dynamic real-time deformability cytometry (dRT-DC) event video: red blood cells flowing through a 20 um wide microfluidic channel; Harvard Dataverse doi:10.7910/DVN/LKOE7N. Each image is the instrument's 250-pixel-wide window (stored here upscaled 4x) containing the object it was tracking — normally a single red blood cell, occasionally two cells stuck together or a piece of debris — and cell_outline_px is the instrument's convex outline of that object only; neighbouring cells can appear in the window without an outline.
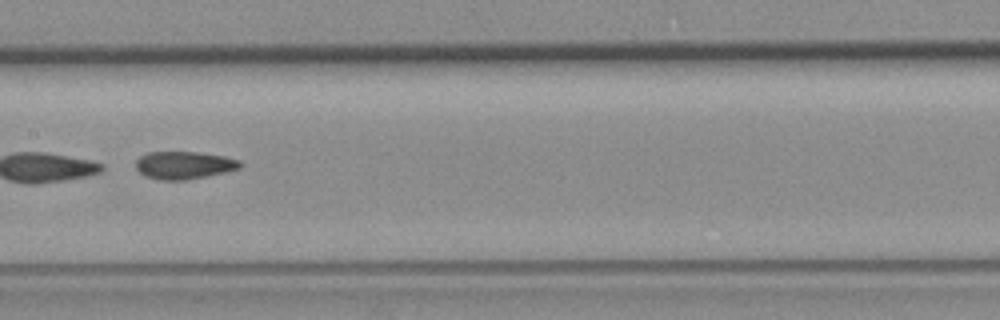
{"species": "common noctule bat (a hibernating species)", "species_latin": "Nyctalus noctula", "temperature_condition": "room temperature", "stored_images_in_passage": 44, "camera_frame_rate_fps": 3000, "um_per_image_px": 0.085, "animal": {"sex": "female", "body_mass_g": 19.3, "forearm_length_mm": 54.1}, "frame": {"image": 1, "passage_image": 17, "time_ms": 5.333, "image_size_px": [1000, 320], "cell_outline_px": [[244, 164], [240, 168], [208, 176], [184, 180], [160, 180], [144, 176], [136, 168], [136, 160], [140, 156], [148, 152], [196, 152], [224, 156], [240, 160]], "centroid_in_image_um": [15.65, 14.04], "position_along_channel_um": 191.8, "area_um2": 16.88}}
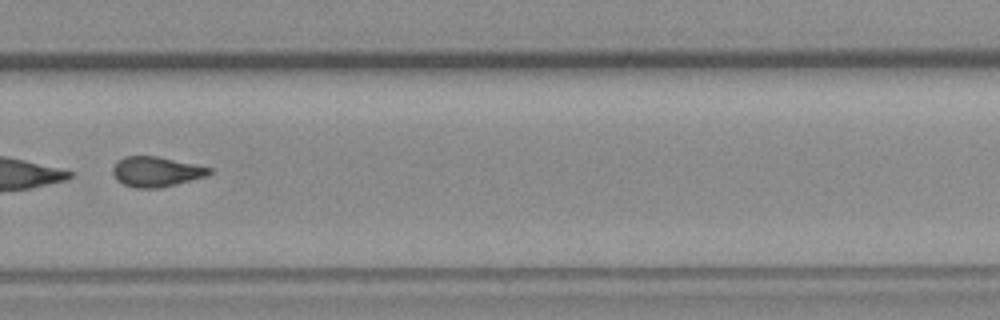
{"frame": {"image": 2, "passage_image": 27, "time_ms": 8.667, "image_size_px": [1000, 320], "cell_outline_px": [[212, 172], [208, 176], [160, 188], [136, 188], [124, 184], [116, 180], [112, 172], [112, 168], [116, 160], [124, 156], [156, 156], [196, 164], [212, 168]], "centroid_in_image_um": [13.27, 14.59], "position_along_channel_um": 316.5, "area_um2": 17.11}, "authors_computed_cell_mechanics": {"area_um2": 18.7561, "velocity_mm_per_s": 3.7473, "shape_relaxation_time_tau1_ms": 0.2124, "shape_relaxation_time_tau2_ms": 2.9564, "deformation_change_tau1": 0.2466, "deformation_change_tau2": 0.0998}}